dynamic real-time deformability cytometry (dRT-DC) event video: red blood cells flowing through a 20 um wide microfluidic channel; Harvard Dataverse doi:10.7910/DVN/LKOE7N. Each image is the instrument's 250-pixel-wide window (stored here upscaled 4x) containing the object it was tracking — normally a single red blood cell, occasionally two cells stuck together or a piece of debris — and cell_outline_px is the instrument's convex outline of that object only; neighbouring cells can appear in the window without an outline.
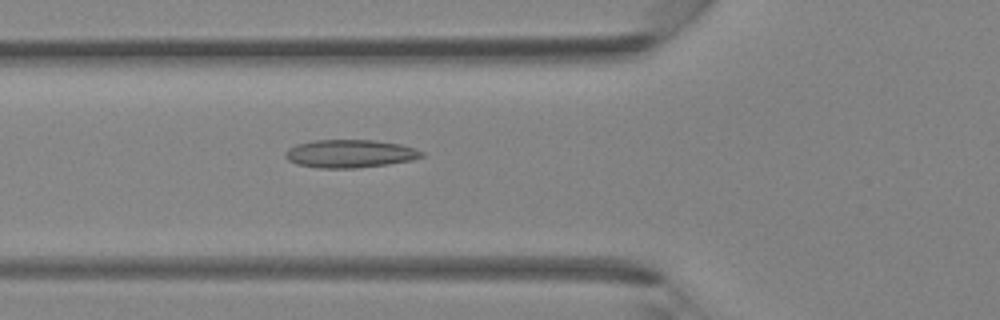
{"species": "Egyptian fruit bat (a non-hibernating species)", "species_latin": "Rousettus aegyptiacus", "temperature_condition": "room temperature", "stored_images_in_passage": 40, "camera_frame_rate_fps": 3000, "um_per_image_px": 0.085, "animal": {"sex": "female"}, "frame": {"image": 1, "passage_image": 15, "time_ms": 4.667, "image_size_px": [1000, 320], "cell_outline_px": [[424, 156], [412, 160], [388, 164], [356, 168], [320, 168], [296, 164], [288, 160], [284, 156], [284, 152], [288, 148], [296, 144], [316, 140], [372, 140], [400, 144], [424, 152]], "centroid_in_image_um": [29.71, 13.06], "position_along_channel_um": 96.1, "area_um2": 22.25}}
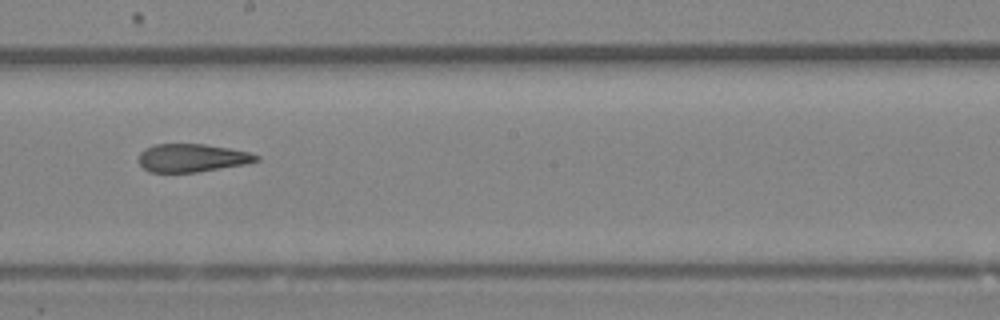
{"frame": {"image": 2, "passage_image": 23, "time_ms": 7.333, "image_size_px": [1000, 320], "cell_outline_px": [[260, 160], [248, 164], [196, 172], [148, 172], [140, 164], [140, 152], [144, 148], [156, 144], [204, 144], [228, 148], [248, 152], [260, 156]], "centroid_in_image_um": [16.34, 13.42], "position_along_channel_um": 231.9, "area_um2": 19.25}}
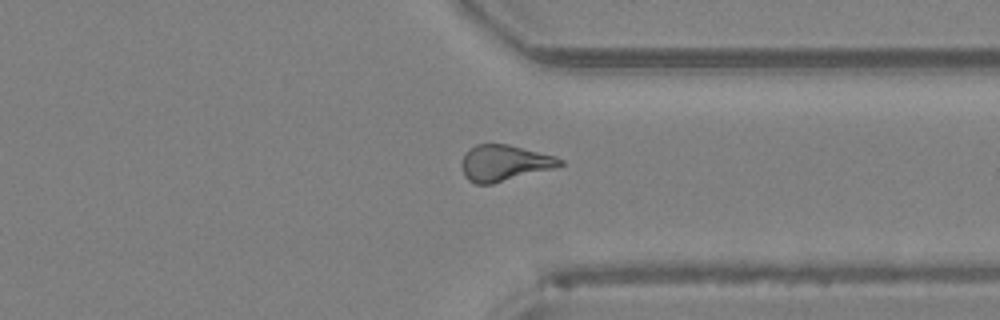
{"frame": {"image": 3, "passage_image": 31, "time_ms": 10.0, "image_size_px": [1000, 320], "cell_outline_px": [[564, 164], [556, 168], [492, 184], [476, 184], [468, 180], [464, 176], [460, 164], [464, 156], [476, 144], [508, 144], [556, 156], [564, 160]], "centroid_in_image_um": [42.9, 13.87], "position_along_channel_um": 368.5, "area_um2": 20.75}}